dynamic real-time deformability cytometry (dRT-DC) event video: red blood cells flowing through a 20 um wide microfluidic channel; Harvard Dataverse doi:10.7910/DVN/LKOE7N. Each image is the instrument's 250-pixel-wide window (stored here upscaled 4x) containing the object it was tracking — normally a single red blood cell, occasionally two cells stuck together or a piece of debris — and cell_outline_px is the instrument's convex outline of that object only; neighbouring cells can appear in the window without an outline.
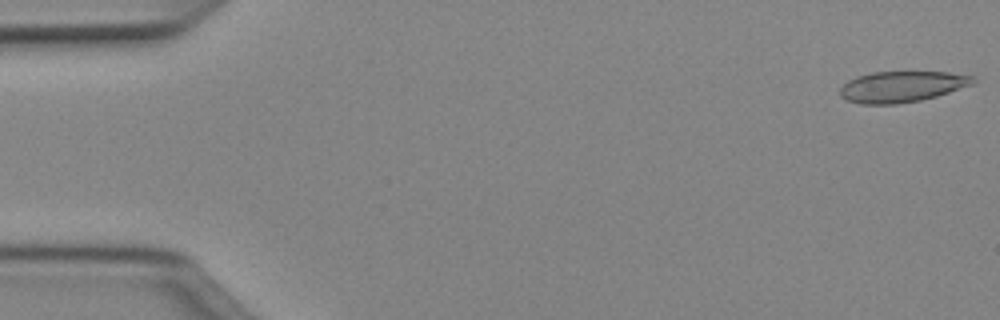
{"species": "Egyptian fruit bat (a non-hibernating species)", "species_latin": "Rousettus aegyptiacus", "temperature_condition": "cold", "stored_images_in_passage": 50, "camera_frame_rate_fps": 3000, "um_per_image_px": 0.085, "animal": {"sex": "female"}, "frame": {"image": 1, "passage_image": 1, "time_ms": 0.0, "image_size_px": [1000, 320], "cell_outline_px": [[976, 80], [972, 84], [936, 96], [920, 100], [896, 104], [860, 104], [848, 100], [840, 96], [840, 88], [848, 80], [856, 76], [872, 72], [948, 72], [972, 76]], "centroid_in_image_um": [76.61, 7.36], "position_along_channel_um": 8.4, "area_um2": 23.81}}
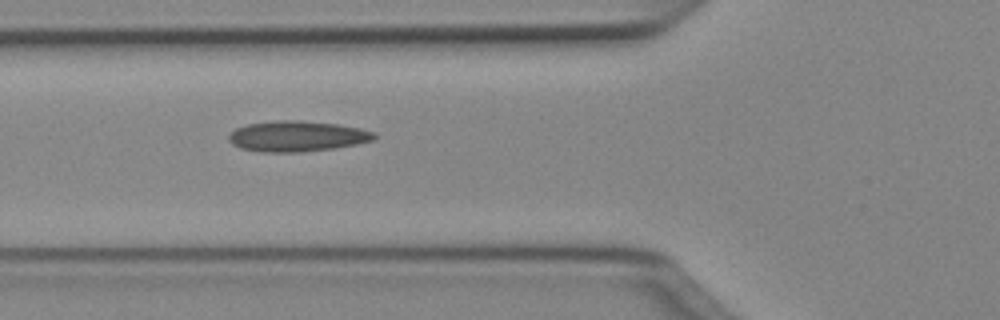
{"frame": {"image": 2, "passage_image": 18, "time_ms": 5.667, "image_size_px": [1000, 320], "cell_outline_px": [[380, 136], [372, 140], [356, 144], [336, 148], [300, 152], [260, 152], [240, 148], [232, 144], [228, 140], [228, 136], [236, 128], [248, 124], [276, 120], [300, 120], [336, 124], [360, 128], [376, 132]], "centroid_in_image_um": [25.27, 11.58], "position_along_channel_um": 100.5, "area_um2": 26.13}}
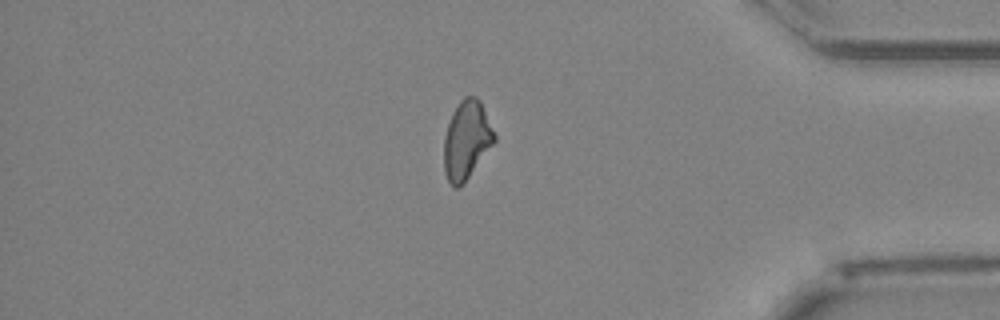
{"frame": {"image": 3, "passage_image": 42, "time_ms": 13.667, "image_size_px": [1000, 320], "cell_outline_px": [[496, 140], [464, 184], [460, 188], [456, 188], [448, 180], [444, 172], [444, 136], [452, 112], [460, 100], [464, 96], [476, 96], [480, 100], [496, 136]], "centroid_in_image_um": [39.65, 11.91], "position_along_channel_um": 395.5, "area_um2": 23.06}, "authors_computed_cell_mechanics": {"area_um2": 23.987, "velocity_mm_per_s": 4.0515, "shape_relaxation_time_tau1_ms": null, "shape_relaxation_time_tau2_ms": 4.7414, "deformation_change_tau1": null, "deformation_change_tau2": 0.1523}}